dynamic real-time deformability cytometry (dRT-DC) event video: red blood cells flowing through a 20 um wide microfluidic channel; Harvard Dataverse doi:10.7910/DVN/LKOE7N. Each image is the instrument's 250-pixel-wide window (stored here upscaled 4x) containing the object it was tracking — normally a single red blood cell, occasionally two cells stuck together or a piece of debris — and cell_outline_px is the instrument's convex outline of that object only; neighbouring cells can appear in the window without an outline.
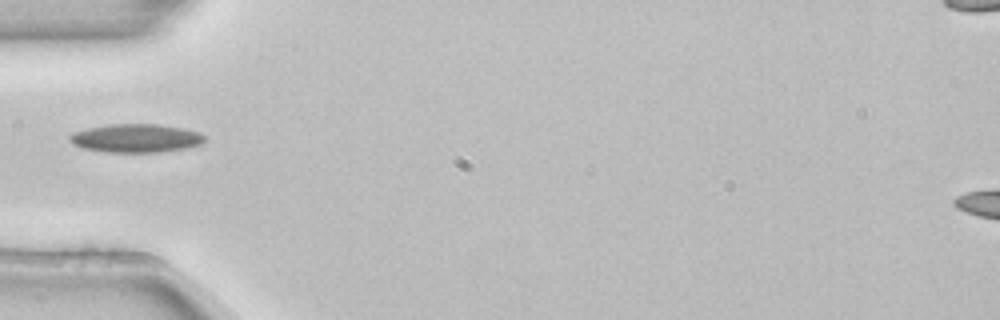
{"species": "common noctule bat (a hibernating species)", "species_latin": "Nyctalus noctula", "temperature_condition": "room temperature", "stored_images_in_passage": 1, "camera_frame_rate_fps": 3000, "um_per_image_px": 0.085, "animal": {"sex": "female", "body_mass_g": 22.7, "forearm_length_mm": 54.2}, "frame": {"image": 1, "passage_image": 1, "time_ms": 0.0, "image_size_px": [1000, 320], "cell_outline_px": [[204, 140], [200, 144], [188, 148], [160, 152], [108, 152], [84, 148], [72, 144], [68, 136], [72, 132], [88, 128], [112, 124], [156, 124], [184, 128], [200, 132], [204, 136]], "centroid_in_image_um": [11.56, 11.74], "position_along_channel_um": 73.4, "area_um2": 22.37}}